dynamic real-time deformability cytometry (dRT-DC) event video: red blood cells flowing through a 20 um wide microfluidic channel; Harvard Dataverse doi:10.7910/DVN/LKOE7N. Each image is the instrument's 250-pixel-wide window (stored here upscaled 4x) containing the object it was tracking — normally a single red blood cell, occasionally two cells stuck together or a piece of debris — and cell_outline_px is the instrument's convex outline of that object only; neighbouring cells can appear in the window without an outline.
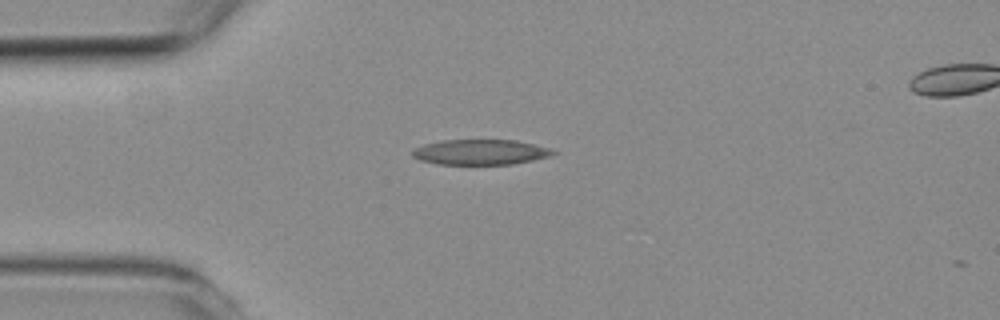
{"species": "common noctule bat (a hibernating species)", "species_latin": "Nyctalus noctula", "temperature_condition": "room temperature", "stored_images_in_passage": 2, "camera_frame_rate_fps": 3000, "um_per_image_px": 0.085, "animal": {"sex": "female", "body_mass_g": 19.3, "forearm_length_mm": 54.1}, "frame": {"image": 1, "passage_image": 1, "time_ms": 0.0, "image_size_px": [1000, 320], "cell_outline_px": [[556, 152], [548, 156], [532, 160], [512, 164], [436, 164], [420, 160], [412, 156], [412, 148], [424, 144], [444, 140], [516, 140], [552, 148]], "centroid_in_image_um": [40.8, 12.92], "position_along_channel_um": 44.2, "area_um2": 20.69}}